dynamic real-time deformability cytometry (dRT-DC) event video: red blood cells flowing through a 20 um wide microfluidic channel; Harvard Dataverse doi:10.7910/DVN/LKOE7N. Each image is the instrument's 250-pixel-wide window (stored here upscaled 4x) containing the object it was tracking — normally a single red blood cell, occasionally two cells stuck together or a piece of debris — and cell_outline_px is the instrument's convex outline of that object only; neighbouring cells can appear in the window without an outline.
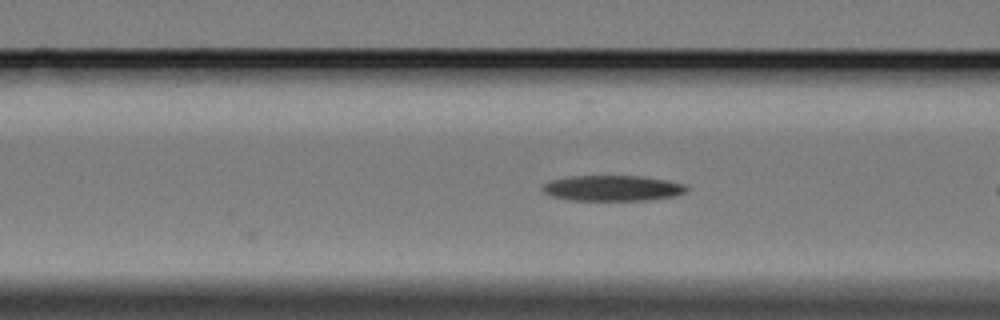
{"species": "Egyptian fruit bat (a non-hibernating species)", "species_latin": "Rousettus aegyptiacus", "temperature_condition": "cold", "stored_images_in_passage": 6, "camera_frame_rate_fps": 3000, "um_per_image_px": 0.085, "animal": {"sex": "female"}, "frame": {"image": 1, "passage_image": 5, "time_ms": 5.0, "image_size_px": [1000, 320], "cell_outline_px": [[692, 188], [688, 192], [676, 196], [652, 200], [568, 200], [552, 196], [544, 192], [540, 188], [544, 184], [552, 180], [568, 176], [644, 176], [668, 180], [684, 184]], "centroid_in_image_um": [52.14, 15.99], "position_along_channel_um": 114.5, "area_um2": 21.85}}